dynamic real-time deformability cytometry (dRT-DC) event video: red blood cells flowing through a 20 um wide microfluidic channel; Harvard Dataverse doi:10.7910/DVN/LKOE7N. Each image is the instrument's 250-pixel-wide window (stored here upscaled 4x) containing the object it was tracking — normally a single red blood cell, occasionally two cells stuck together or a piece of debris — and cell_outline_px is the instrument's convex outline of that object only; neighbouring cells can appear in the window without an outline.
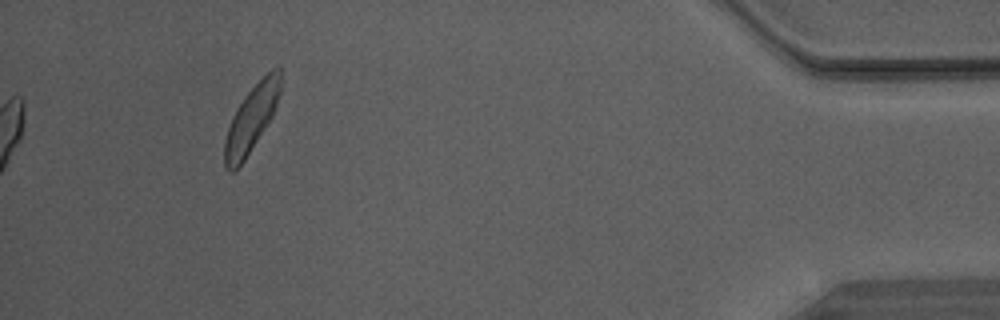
{"species": "Egyptian fruit bat (a non-hibernating species)", "species_latin": "Rousettus aegyptiacus", "temperature_condition": "warm", "stored_images_in_passage": 31, "camera_frame_rate_fps": 3000, "um_per_image_px": 0.085, "animal": {"sex": "male"}, "frame": {"image": 1, "passage_image": 31, "time_ms": 10.0, "image_size_px": [1000, 320], "cell_outline_px": [[280, 92], [272, 116], [244, 160], [232, 172], [228, 172], [224, 164], [224, 140], [232, 116], [236, 108], [244, 96], [272, 68], [280, 68]], "centroid_in_image_um": [21.34, 10.11], "position_along_channel_um": 413.9, "area_um2": 21.1}}